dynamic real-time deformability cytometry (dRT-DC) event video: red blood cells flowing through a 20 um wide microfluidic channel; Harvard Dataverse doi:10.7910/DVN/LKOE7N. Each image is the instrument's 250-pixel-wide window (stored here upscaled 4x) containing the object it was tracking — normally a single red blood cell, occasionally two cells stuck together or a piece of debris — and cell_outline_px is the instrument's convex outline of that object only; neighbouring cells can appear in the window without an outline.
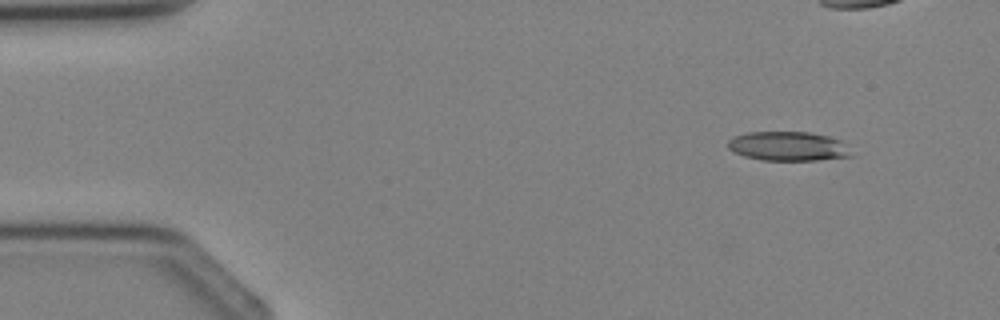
{"species": "Egyptian fruit bat (a non-hibernating species)", "species_latin": "Rousettus aegyptiacus", "temperature_condition": "cold", "stored_images_in_passage": 3, "segment_of_instrument_passage": [2, 2], "camera_frame_rate_fps": 3000, "um_per_image_px": 0.085, "animal": {"sex": "female"}, "frame": {"image": 1, "passage_image": 3, "time_ms": 2.333, "image_size_px": [1000, 320], "cell_outline_px": [[856, 156], [816, 160], [760, 160], [744, 156], [728, 148], [728, 140], [732, 136], [748, 132], [808, 132], [828, 136], [840, 140]], "centroid_in_image_um": [67.0, 12.43], "position_along_channel_um": 18.0, "area_um2": 21.1}}